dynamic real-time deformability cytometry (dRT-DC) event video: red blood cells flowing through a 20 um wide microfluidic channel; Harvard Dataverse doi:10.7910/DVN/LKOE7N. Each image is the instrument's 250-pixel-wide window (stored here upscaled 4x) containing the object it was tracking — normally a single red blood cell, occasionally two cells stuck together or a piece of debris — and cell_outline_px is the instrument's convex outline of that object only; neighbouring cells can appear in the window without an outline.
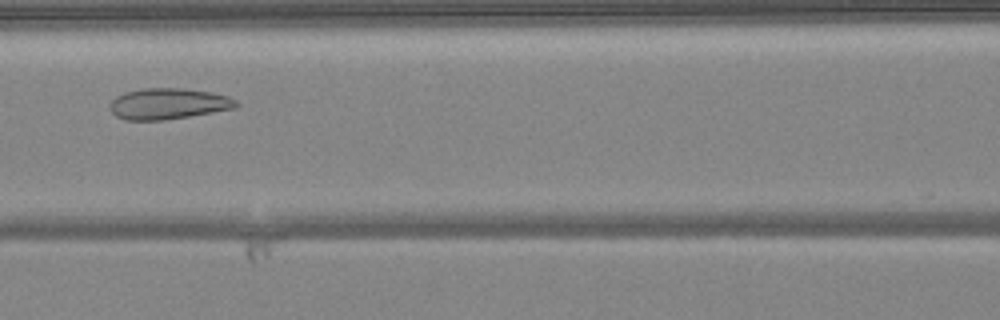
{"species": "common noctule bat (a hibernating species)", "species_latin": "Nyctalus noctula", "temperature_condition": "warm", "stored_images_in_passage": 43, "camera_frame_rate_fps": 3000, "um_per_image_px": 0.085, "animal": {"sex": "female", "body_mass_g": 24.6, "forearm_length_mm": 56.2}, "frame": {"image": 1, "passage_image": 15, "time_ms": 4.667, "image_size_px": [1000, 320], "cell_outline_px": [[240, 104], [236, 108], [164, 120], [124, 120], [116, 116], [112, 112], [108, 104], [116, 96], [124, 92], [144, 88], [184, 88], [208, 92], [228, 96], [236, 100]], "centroid_in_image_um": [14.27, 8.82], "position_along_channel_um": 152.3, "area_um2": 22.83}}
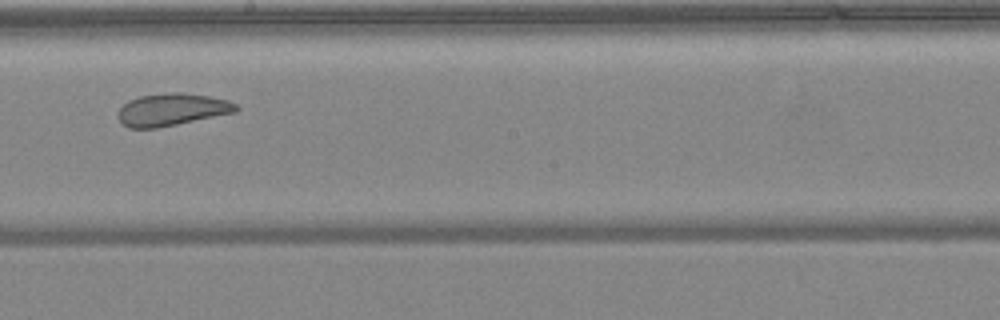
{"frame": {"image": 2, "passage_image": 21, "time_ms": 6.667, "image_size_px": [1000, 320], "cell_outline_px": [[240, 108], [236, 112], [156, 128], [128, 128], [116, 116], [116, 112], [128, 100], [140, 96], [172, 92], [180, 92], [208, 96], [224, 100], [236, 104]], "centroid_in_image_um": [14.57, 9.31], "position_along_channel_um": 233.6, "area_um2": 22.02}}
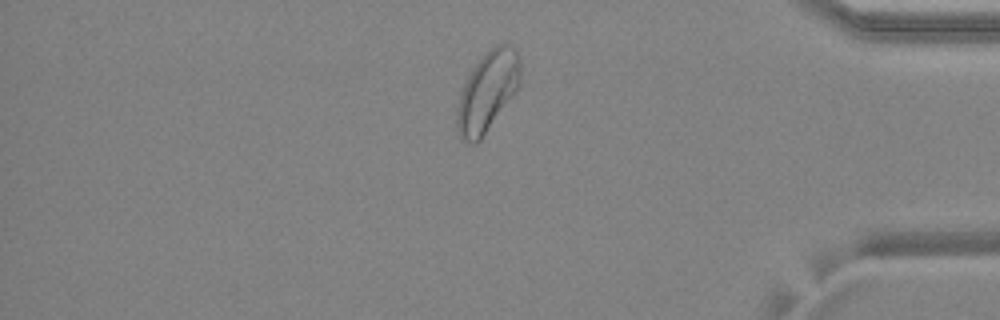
{"frame": {"image": 3, "passage_image": 35, "time_ms": 11.333, "image_size_px": [1000, 320], "cell_outline_px": [[520, 84], [480, 140], [476, 144], [468, 144], [460, 140], [456, 132], [456, 112], [460, 96], [464, 84], [472, 68], [484, 52], [488, 48], [496, 44], [508, 44], [516, 52], [520, 60]], "centroid_in_image_um": [41.39, 7.8], "position_along_channel_um": 393.8, "area_um2": 29.42}, "authors_computed_cell_mechanics": {"area_um2": 26.1256, "velocity_mm_per_s": 4.074, "shape_relaxation_time_tau1_ms": null, "shape_relaxation_time_tau2_ms": 1.3905, "deformation_change_tau1": null, "deformation_change_tau2": 0.0709}}